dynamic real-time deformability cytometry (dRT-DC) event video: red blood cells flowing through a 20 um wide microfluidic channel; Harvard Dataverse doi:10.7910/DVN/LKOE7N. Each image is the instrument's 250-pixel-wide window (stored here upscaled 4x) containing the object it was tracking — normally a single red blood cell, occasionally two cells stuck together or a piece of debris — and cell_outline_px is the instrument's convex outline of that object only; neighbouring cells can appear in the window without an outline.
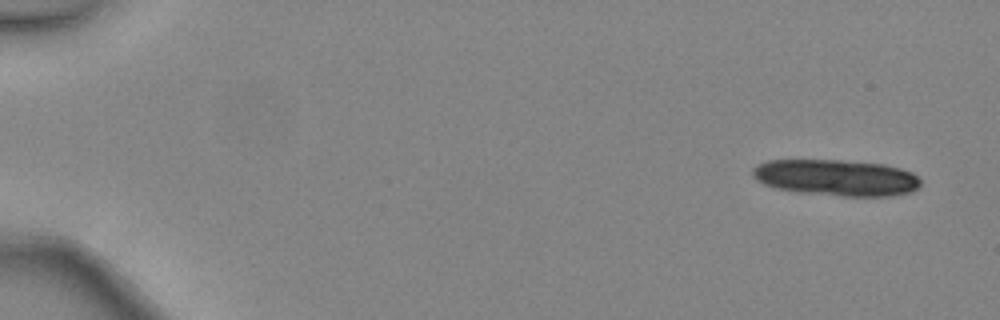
{"species": "common noctule bat (a hibernating species)", "species_latin": "Nyctalus noctula", "temperature_condition": "warm", "stored_images_in_passage": 16, "camera_frame_rate_fps": 3000, "um_per_image_px": 0.085, "animal": {"sex": "female", "body_mass_g": 24.6, "forearm_length_mm": 56.2}, "frame": {"image": 1, "passage_image": 3, "time_ms": 0.667, "image_size_px": [1000, 320], "cell_outline_px": [[920, 184], [912, 192], [892, 196], [844, 196], [800, 192], [776, 188], [764, 184], [756, 180], [752, 176], [752, 168], [756, 164], [768, 160], [840, 160], [884, 164], [900, 168], [912, 172], [920, 180]], "centroid_in_image_um": [71.06, 15.09], "position_along_channel_um": 13.9, "area_um2": 35.6}}